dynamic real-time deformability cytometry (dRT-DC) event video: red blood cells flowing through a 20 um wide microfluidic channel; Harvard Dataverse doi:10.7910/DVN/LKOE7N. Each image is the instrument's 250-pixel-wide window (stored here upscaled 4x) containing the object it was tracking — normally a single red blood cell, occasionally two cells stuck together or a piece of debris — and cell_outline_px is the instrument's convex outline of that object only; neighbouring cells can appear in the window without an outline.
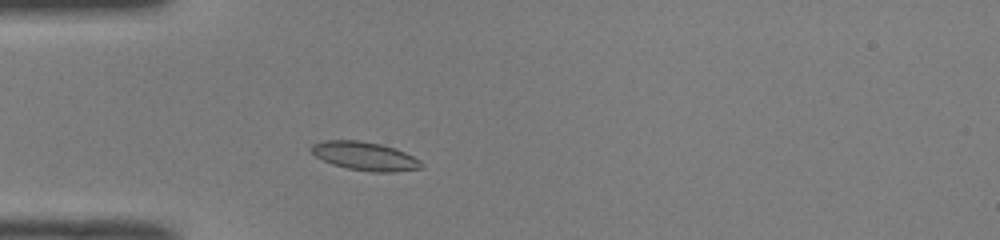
{"species": "common noctule bat (a hibernating species)", "species_latin": "Nyctalus noctula", "temperature_condition": "room temperature", "stored_images_in_passage": 37, "camera_frame_rate_fps": 3000, "um_per_image_px": 0.085, "animal": {"sex": "male", "body_mass_g": 19.0, "forearm_length_mm": 50.8}, "frame": {"image": 1, "passage_image": 1, "time_ms": 0.0, "image_size_px": [1000, 240], "cell_outline_px": [[424, 168], [396, 172], [372, 172], [348, 168], [332, 164], [316, 156], [308, 148], [312, 144], [324, 140], [360, 140], [380, 144], [404, 152], [420, 160], [424, 164]], "centroid_in_image_um": [31.02, 13.27], "position_along_channel_um": 54.0, "area_um2": 18.32}}
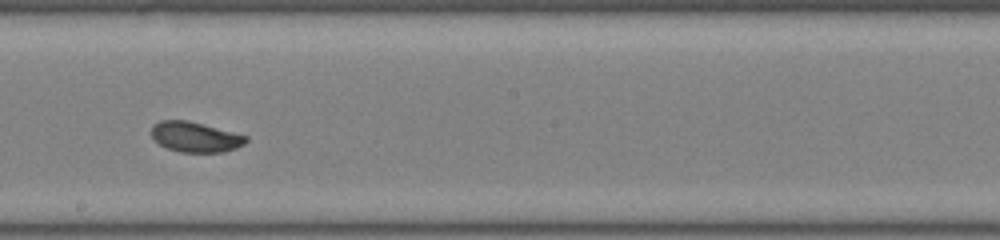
{"frame": {"image": 2, "passage_image": 15, "time_ms": 4.667, "image_size_px": [1000, 240], "cell_outline_px": [[248, 140], [244, 144], [236, 148], [224, 152], [180, 152], [168, 148], [152, 140], [152, 124], [160, 120], [188, 120], [248, 136]], "centroid_in_image_um": [16.58, 11.64], "position_along_channel_um": 231.6, "area_um2": 16.7}}
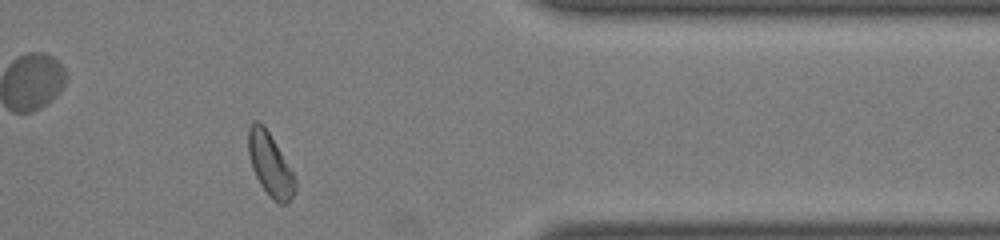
{"frame": {"image": 3, "passage_image": 28, "time_ms": 9.0, "image_size_px": [1000, 240], "cell_outline_px": [[296, 192], [288, 204], [280, 204], [260, 184], [252, 168], [248, 152], [248, 128], [252, 120], [256, 120], [264, 124], [292, 172], [296, 180]], "centroid_in_image_um": [22.95, 13.96], "position_along_channel_um": 388.4, "area_um2": 16.94}, "authors_computed_cell_mechanics": {"area_um2": 17.1666, "velocity_mm_per_s": 3.9856, "shape_relaxation_time_tau1_ms": 2.2762, "shape_relaxation_time_tau2_ms": null, "deformation_change_tau1": 0.1173, "deformation_change_tau2": null}}